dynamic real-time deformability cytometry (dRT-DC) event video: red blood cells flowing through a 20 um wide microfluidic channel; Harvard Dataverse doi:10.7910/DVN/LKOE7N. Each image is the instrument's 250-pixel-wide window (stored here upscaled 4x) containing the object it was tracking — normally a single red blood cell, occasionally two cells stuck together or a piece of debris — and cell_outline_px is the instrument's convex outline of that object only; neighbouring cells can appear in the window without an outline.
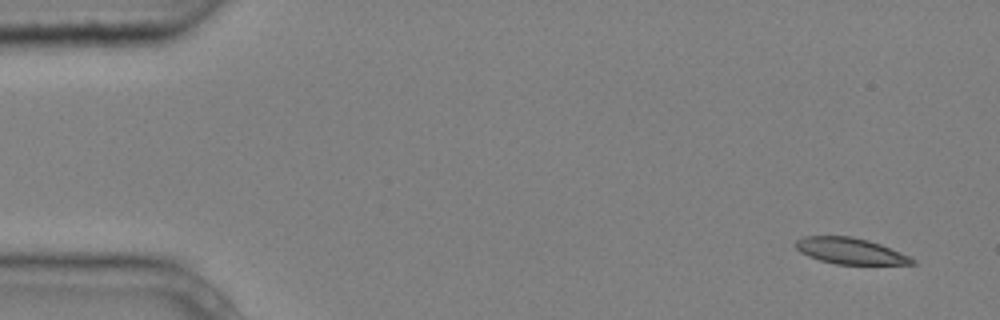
{"species": "common noctule bat (a hibernating species)", "species_latin": "Nyctalus noctula", "temperature_condition": "cold", "stored_images_in_passage": 4, "camera_frame_rate_fps": 3000, "um_per_image_px": 0.085, "animal": {"sex": "male", "body_mass_g": 20.4}, "frame": {"image": 1, "passage_image": 1, "time_ms": 0.0, "image_size_px": [1000, 320], "cell_outline_px": [[920, 264], [836, 264], [820, 260], [808, 256], [800, 252], [796, 248], [796, 240], [804, 236], [852, 236], [868, 240], [880, 244], [900, 252], [916, 260]], "centroid_in_image_um": [72.28, 21.33], "position_along_channel_um": 12.7, "area_um2": 17.69}}